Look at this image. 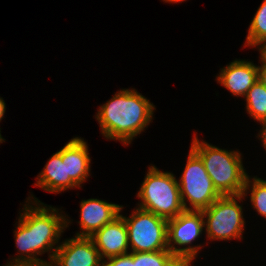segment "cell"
<instances>
[{"label":"cell","mask_w":266,"mask_h":266,"mask_svg":"<svg viewBox=\"0 0 266 266\" xmlns=\"http://www.w3.org/2000/svg\"><path fill=\"white\" fill-rule=\"evenodd\" d=\"M243 194L220 196L212 205L202 210L207 237L212 240L241 239L245 226L242 206L238 200Z\"/></svg>","instance_id":"cell-7"},{"label":"cell","mask_w":266,"mask_h":266,"mask_svg":"<svg viewBox=\"0 0 266 266\" xmlns=\"http://www.w3.org/2000/svg\"><path fill=\"white\" fill-rule=\"evenodd\" d=\"M163 1L176 3V2H181V1H185V0H163Z\"/></svg>","instance_id":"cell-25"},{"label":"cell","mask_w":266,"mask_h":266,"mask_svg":"<svg viewBox=\"0 0 266 266\" xmlns=\"http://www.w3.org/2000/svg\"><path fill=\"white\" fill-rule=\"evenodd\" d=\"M5 102L2 98H0V121L2 120L5 113Z\"/></svg>","instance_id":"cell-24"},{"label":"cell","mask_w":266,"mask_h":266,"mask_svg":"<svg viewBox=\"0 0 266 266\" xmlns=\"http://www.w3.org/2000/svg\"><path fill=\"white\" fill-rule=\"evenodd\" d=\"M262 62L261 66H258V81L266 88V64Z\"/></svg>","instance_id":"cell-20"},{"label":"cell","mask_w":266,"mask_h":266,"mask_svg":"<svg viewBox=\"0 0 266 266\" xmlns=\"http://www.w3.org/2000/svg\"><path fill=\"white\" fill-rule=\"evenodd\" d=\"M11 262V264H10ZM9 263H7V265L5 266H47V265H43V264H36V263H20V262H12L10 261Z\"/></svg>","instance_id":"cell-23"},{"label":"cell","mask_w":266,"mask_h":266,"mask_svg":"<svg viewBox=\"0 0 266 266\" xmlns=\"http://www.w3.org/2000/svg\"><path fill=\"white\" fill-rule=\"evenodd\" d=\"M107 260L103 261V266H136V264L133 262V252L110 257L107 258Z\"/></svg>","instance_id":"cell-19"},{"label":"cell","mask_w":266,"mask_h":266,"mask_svg":"<svg viewBox=\"0 0 266 266\" xmlns=\"http://www.w3.org/2000/svg\"><path fill=\"white\" fill-rule=\"evenodd\" d=\"M191 149L201 158L214 187L221 196L243 194L248 174L243 168L241 154L199 141L194 135Z\"/></svg>","instance_id":"cell-3"},{"label":"cell","mask_w":266,"mask_h":266,"mask_svg":"<svg viewBox=\"0 0 266 266\" xmlns=\"http://www.w3.org/2000/svg\"><path fill=\"white\" fill-rule=\"evenodd\" d=\"M154 110L153 103L135 89H122L99 107L96 120L104 137L127 145L149 125Z\"/></svg>","instance_id":"cell-2"},{"label":"cell","mask_w":266,"mask_h":266,"mask_svg":"<svg viewBox=\"0 0 266 266\" xmlns=\"http://www.w3.org/2000/svg\"><path fill=\"white\" fill-rule=\"evenodd\" d=\"M49 266H103V260L90 237L76 236L58 245Z\"/></svg>","instance_id":"cell-9"},{"label":"cell","mask_w":266,"mask_h":266,"mask_svg":"<svg viewBox=\"0 0 266 266\" xmlns=\"http://www.w3.org/2000/svg\"><path fill=\"white\" fill-rule=\"evenodd\" d=\"M35 186L51 193L66 190V160H62V149L48 160L38 175Z\"/></svg>","instance_id":"cell-14"},{"label":"cell","mask_w":266,"mask_h":266,"mask_svg":"<svg viewBox=\"0 0 266 266\" xmlns=\"http://www.w3.org/2000/svg\"><path fill=\"white\" fill-rule=\"evenodd\" d=\"M62 160H66V190L81 188V184L90 175L91 158L84 139L72 138L62 147Z\"/></svg>","instance_id":"cell-10"},{"label":"cell","mask_w":266,"mask_h":266,"mask_svg":"<svg viewBox=\"0 0 266 266\" xmlns=\"http://www.w3.org/2000/svg\"><path fill=\"white\" fill-rule=\"evenodd\" d=\"M80 207L81 214L78 223H80L82 232L75 235L79 237H91L104 225L118 217L123 208L121 205L93 198L82 200Z\"/></svg>","instance_id":"cell-11"},{"label":"cell","mask_w":266,"mask_h":266,"mask_svg":"<svg viewBox=\"0 0 266 266\" xmlns=\"http://www.w3.org/2000/svg\"><path fill=\"white\" fill-rule=\"evenodd\" d=\"M33 200H35V203L32 202L31 204L36 206L24 205L22 210L24 213H21L18 219V226L14 231V236L16 248H18L20 253L12 260L13 262L49 266L58 248V246L55 247L54 245L59 242L61 233L68 227L70 222H68V219L66 220L64 215L58 213L59 211L57 210L59 209L51 206L47 207L46 204L38 201L35 197ZM48 251H51L49 262L36 258L38 255Z\"/></svg>","instance_id":"cell-1"},{"label":"cell","mask_w":266,"mask_h":266,"mask_svg":"<svg viewBox=\"0 0 266 266\" xmlns=\"http://www.w3.org/2000/svg\"><path fill=\"white\" fill-rule=\"evenodd\" d=\"M1 132V131H0ZM5 139L2 138L1 133H0V143H2Z\"/></svg>","instance_id":"cell-26"},{"label":"cell","mask_w":266,"mask_h":266,"mask_svg":"<svg viewBox=\"0 0 266 266\" xmlns=\"http://www.w3.org/2000/svg\"><path fill=\"white\" fill-rule=\"evenodd\" d=\"M136 266H186L169 250L133 252Z\"/></svg>","instance_id":"cell-15"},{"label":"cell","mask_w":266,"mask_h":266,"mask_svg":"<svg viewBox=\"0 0 266 266\" xmlns=\"http://www.w3.org/2000/svg\"><path fill=\"white\" fill-rule=\"evenodd\" d=\"M204 226L202 211L193 210H185L167 222L168 249L186 266H191L198 250L202 248L201 245H190L202 234ZM175 244L184 247L178 248L174 246Z\"/></svg>","instance_id":"cell-8"},{"label":"cell","mask_w":266,"mask_h":266,"mask_svg":"<svg viewBox=\"0 0 266 266\" xmlns=\"http://www.w3.org/2000/svg\"><path fill=\"white\" fill-rule=\"evenodd\" d=\"M266 41V0L262 2L248 29L245 46H259Z\"/></svg>","instance_id":"cell-17"},{"label":"cell","mask_w":266,"mask_h":266,"mask_svg":"<svg viewBox=\"0 0 266 266\" xmlns=\"http://www.w3.org/2000/svg\"><path fill=\"white\" fill-rule=\"evenodd\" d=\"M245 98L247 113L252 118L257 121L266 118V88L259 81L252 85Z\"/></svg>","instance_id":"cell-16"},{"label":"cell","mask_w":266,"mask_h":266,"mask_svg":"<svg viewBox=\"0 0 266 266\" xmlns=\"http://www.w3.org/2000/svg\"><path fill=\"white\" fill-rule=\"evenodd\" d=\"M249 177L248 175L243 195L246 196L247 191L250 190L251 187L250 200L253 204L252 206L259 214L266 218V180L254 177L252 179L253 181H251Z\"/></svg>","instance_id":"cell-18"},{"label":"cell","mask_w":266,"mask_h":266,"mask_svg":"<svg viewBox=\"0 0 266 266\" xmlns=\"http://www.w3.org/2000/svg\"><path fill=\"white\" fill-rule=\"evenodd\" d=\"M259 122L261 123L262 127V131L260 130L259 133V137L261 138V142H263V147L266 150V118L259 120Z\"/></svg>","instance_id":"cell-21"},{"label":"cell","mask_w":266,"mask_h":266,"mask_svg":"<svg viewBox=\"0 0 266 266\" xmlns=\"http://www.w3.org/2000/svg\"><path fill=\"white\" fill-rule=\"evenodd\" d=\"M137 197L141 199L138 208L167 220L185 211L175 176L161 172L154 165L149 167Z\"/></svg>","instance_id":"cell-4"},{"label":"cell","mask_w":266,"mask_h":266,"mask_svg":"<svg viewBox=\"0 0 266 266\" xmlns=\"http://www.w3.org/2000/svg\"><path fill=\"white\" fill-rule=\"evenodd\" d=\"M130 217L119 214L128 230L132 252H154L168 249V220L152 212L136 208Z\"/></svg>","instance_id":"cell-5"},{"label":"cell","mask_w":266,"mask_h":266,"mask_svg":"<svg viewBox=\"0 0 266 266\" xmlns=\"http://www.w3.org/2000/svg\"><path fill=\"white\" fill-rule=\"evenodd\" d=\"M177 182L185 210L202 211L221 196L214 187L201 158L191 148L181 179ZM186 199L190 202L189 207Z\"/></svg>","instance_id":"cell-6"},{"label":"cell","mask_w":266,"mask_h":266,"mask_svg":"<svg viewBox=\"0 0 266 266\" xmlns=\"http://www.w3.org/2000/svg\"><path fill=\"white\" fill-rule=\"evenodd\" d=\"M217 81L234 96L245 97L252 85L258 81V66L250 61L235 60L221 69Z\"/></svg>","instance_id":"cell-13"},{"label":"cell","mask_w":266,"mask_h":266,"mask_svg":"<svg viewBox=\"0 0 266 266\" xmlns=\"http://www.w3.org/2000/svg\"><path fill=\"white\" fill-rule=\"evenodd\" d=\"M90 238L102 260L129 253L128 230L120 215L96 231Z\"/></svg>","instance_id":"cell-12"},{"label":"cell","mask_w":266,"mask_h":266,"mask_svg":"<svg viewBox=\"0 0 266 266\" xmlns=\"http://www.w3.org/2000/svg\"><path fill=\"white\" fill-rule=\"evenodd\" d=\"M260 59L266 64V41L259 45Z\"/></svg>","instance_id":"cell-22"}]
</instances>
